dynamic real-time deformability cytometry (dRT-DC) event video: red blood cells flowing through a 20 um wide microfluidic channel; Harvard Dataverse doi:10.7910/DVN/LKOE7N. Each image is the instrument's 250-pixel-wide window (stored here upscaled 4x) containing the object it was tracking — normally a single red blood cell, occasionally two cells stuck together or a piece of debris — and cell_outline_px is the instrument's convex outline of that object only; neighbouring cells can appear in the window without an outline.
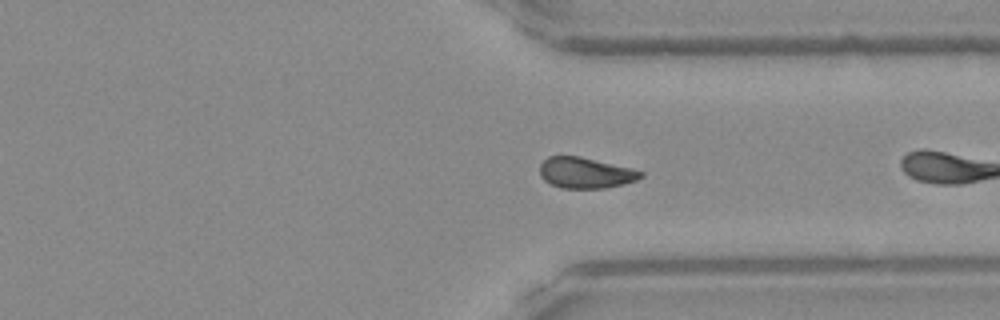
{"species": "Egyptian fruit bat (a non-hibernating species)", "species_latin": "Rousettus aegyptiacus", "temperature_condition": "warm", "stored_images_in_passage": 33, "camera_frame_rate_fps": 3000, "um_per_image_px": 0.085, "frame": {"image": 1, "passage_image": 19, "time_ms": 6.0, "image_size_px": [1000, 320], "cell_outline_px": [[644, 176], [636, 180], [624, 184], [604, 188], [560, 188], [544, 180], [540, 176], [540, 164], [548, 156], [580, 156], [632, 168], [644, 172]], "centroid_in_image_um": [49.77, 14.69], "position_along_channel_um": 361.6, "area_um2": 18.21}}